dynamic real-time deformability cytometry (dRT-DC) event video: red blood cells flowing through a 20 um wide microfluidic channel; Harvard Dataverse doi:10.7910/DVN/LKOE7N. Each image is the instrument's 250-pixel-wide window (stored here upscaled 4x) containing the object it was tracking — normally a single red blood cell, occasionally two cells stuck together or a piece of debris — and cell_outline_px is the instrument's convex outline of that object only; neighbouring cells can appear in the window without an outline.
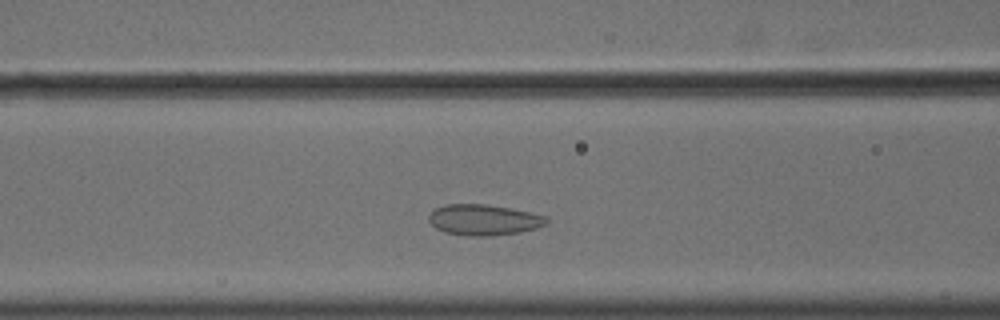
{"species": "common noctule bat (a hibernating species)", "species_latin": "Nyctalus noctula", "temperature_condition": "cold", "stored_images_in_passage": 46, "camera_frame_rate_fps": 3000, "um_per_image_px": 0.085, "animal": {"sex": "male", "body_mass_g": 18.8}, "frame": {"image": 1, "passage_image": 20, "time_ms": 6.333, "image_size_px": [1000, 320], "cell_outline_px": [[548, 220], [544, 224], [536, 228], [520, 232], [492, 236], [468, 236], [444, 232], [436, 228], [428, 220], [428, 216], [436, 208], [444, 204], [484, 204], [508, 208], [528, 212], [544, 216]], "centroid_in_image_um": [41.07, 18.69], "position_along_channel_um": 125.5, "area_um2": 20.92}}
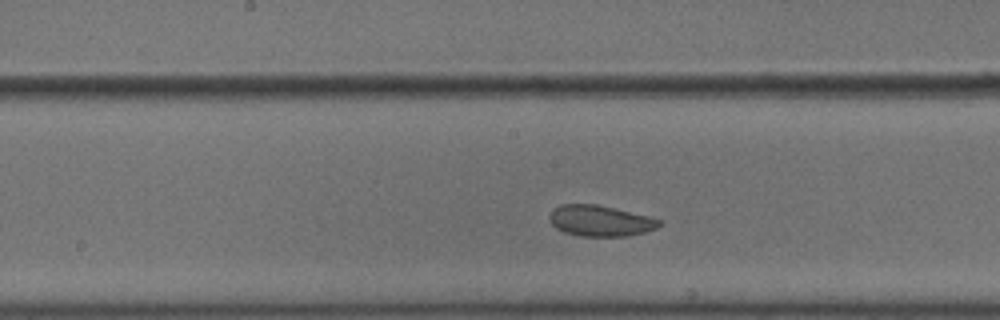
{"frame": {"image": 2, "passage_image": 26, "time_ms": 8.333, "image_size_px": [1000, 320], "cell_outline_px": [[664, 224], [656, 228], [644, 232], [628, 236], [580, 236], [564, 232], [556, 228], [552, 224], [548, 216], [552, 208], [560, 204], [596, 204], [648, 216], [664, 220]], "centroid_in_image_um": [51.02, 18.76], "position_along_channel_um": 197.2, "area_um2": 19.94}}
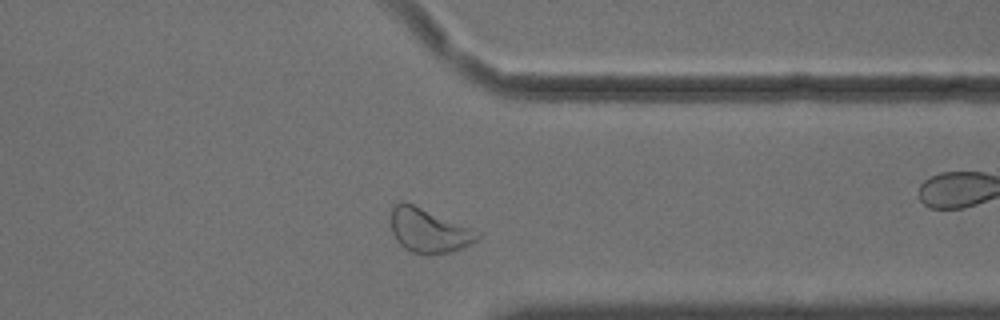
{"frame": {"image": 3, "passage_image": 41, "time_ms": 13.333, "image_size_px": [1000, 320], "cell_outline_px": [[484, 236], [472, 244], [448, 252], [412, 252], [404, 248], [396, 240], [392, 232], [388, 220], [392, 208], [400, 200], [404, 200], [484, 232]], "centroid_in_image_um": [36.47, 19.54], "position_along_channel_um": 374.9, "area_um2": 22.66}, "authors_computed_cell_mechanics": {"area_um2": 21.9351, "velocity_mm_per_s": 3.5808, "shape_relaxation_time_tau1_ms": null, "shape_relaxation_time_tau2_ms": 1.7882, "deformation_change_tau1": null, "deformation_change_tau2": 0.0749}}